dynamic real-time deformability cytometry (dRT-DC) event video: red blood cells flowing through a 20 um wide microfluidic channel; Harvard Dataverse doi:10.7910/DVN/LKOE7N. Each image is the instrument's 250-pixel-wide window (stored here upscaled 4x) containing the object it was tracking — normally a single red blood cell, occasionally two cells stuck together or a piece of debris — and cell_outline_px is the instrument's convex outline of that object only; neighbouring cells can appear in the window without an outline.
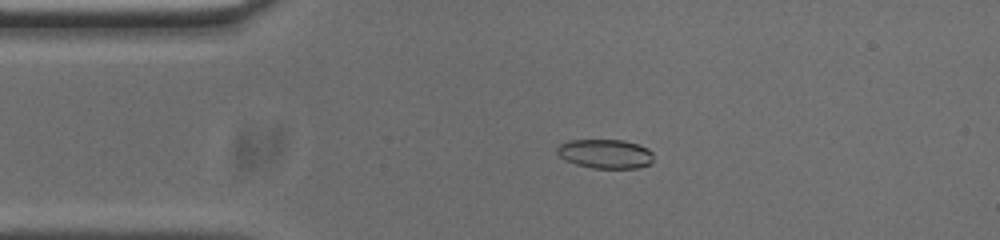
{"species": "common noctule bat (a hibernating species)", "species_latin": "Nyctalus noctula", "temperature_condition": "cold", "stored_images_in_passage": 54, "camera_frame_rate_fps": 3000, "um_per_image_px": 0.085, "animal": {"sex": "male", "body_mass_g": 20.0, "forearm_length_mm": 53.3}, "frame": {"image": 1, "passage_image": 11, "time_ms": 3.333, "image_size_px": [1000, 240], "cell_outline_px": [[652, 164], [636, 168], [592, 168], [576, 164], [564, 160], [556, 152], [556, 148], [560, 144], [568, 140], [624, 140], [648, 148], [652, 152]], "centroid_in_image_um": [51.44, 13.07], "position_along_channel_um": 33.6, "area_um2": 16.47}}
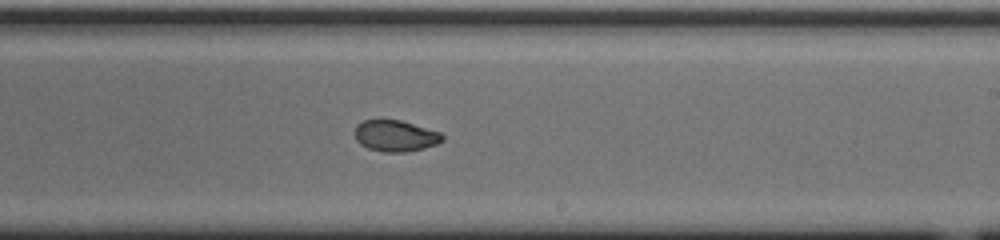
{"frame": {"image": 2, "passage_image": 31, "time_ms": 10.0, "image_size_px": [1000, 240], "cell_outline_px": [[444, 140], [436, 144], [424, 148], [404, 152], [384, 152], [368, 148], [360, 144], [356, 140], [356, 124], [364, 120], [400, 120], [440, 132], [444, 136]], "centroid_in_image_um": [33.61, 11.55], "position_along_channel_um": 255.4, "area_um2": 15.84}}
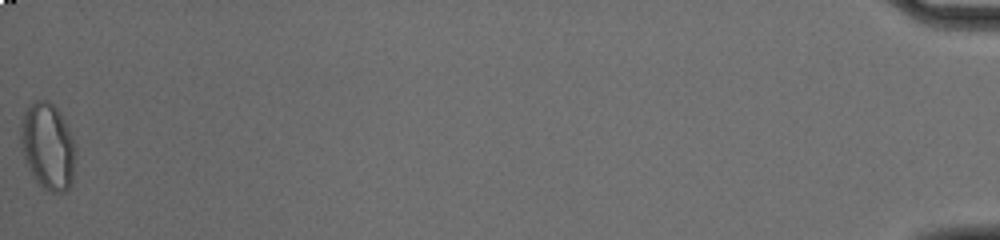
{"frame": {"image": 3, "passage_image": 54, "time_ms": 17.667, "image_size_px": [1000, 240], "cell_outline_px": [[76, 152], [72, 184], [64, 192], [52, 192], [44, 188], [36, 180], [24, 160], [20, 140], [20, 124], [24, 112], [36, 100], [48, 100], [60, 112], [72, 136], [76, 148]], "centroid_in_image_um": [4.07, 12.44], "position_along_channel_um": 431.1, "area_um2": 27.74}, "authors_computed_cell_mechanics": {"area_um2": 16.8487, "velocity_mm_per_s": 3.7611, "shape_relaxation_time_tau1_ms": null, "shape_relaxation_time_tau2_ms": 1.7938, "deformation_change_tau1": null, "deformation_change_tau2": 0.0457}}